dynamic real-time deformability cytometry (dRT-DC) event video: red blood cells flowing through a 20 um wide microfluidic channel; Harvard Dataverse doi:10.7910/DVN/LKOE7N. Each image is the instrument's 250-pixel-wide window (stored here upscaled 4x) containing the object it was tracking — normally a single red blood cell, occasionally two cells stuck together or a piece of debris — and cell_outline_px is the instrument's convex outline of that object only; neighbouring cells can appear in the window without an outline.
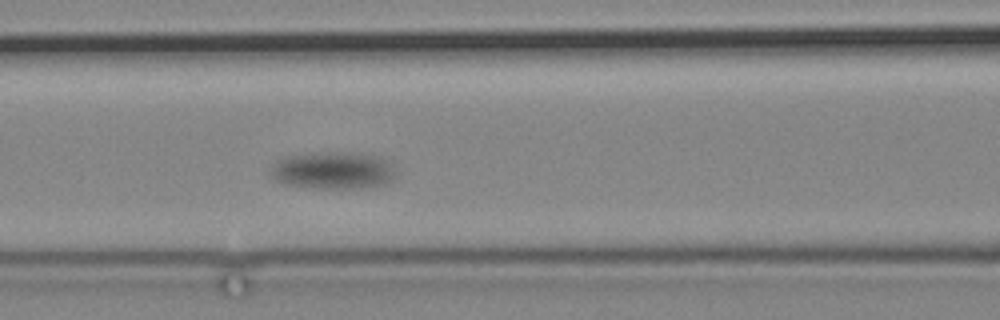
{"species": "common noctule bat (a hibernating species)", "species_latin": "Nyctalus noctula", "temperature_condition": "cold", "stored_images_in_passage": 5, "camera_frame_rate_fps": 3000, "um_per_image_px": 0.085, "animal": {"sex": "male", "body_mass_g": 19.2, "forearm_length_mm": 51.8}, "frame": {"image": 1, "passage_image": 5, "time_ms": 4.667, "image_size_px": [1000, 320], "cell_outline_px": [[396, 176], [388, 184], [360, 188], [312, 188], [284, 184], [276, 180], [268, 172], [272, 164], [276, 160], [284, 156], [320, 152], [352, 152], [380, 156], [388, 160], [396, 172]], "centroid_in_image_um": [28.31, 14.48], "position_along_channel_um": 138.3, "area_um2": 27.8}}